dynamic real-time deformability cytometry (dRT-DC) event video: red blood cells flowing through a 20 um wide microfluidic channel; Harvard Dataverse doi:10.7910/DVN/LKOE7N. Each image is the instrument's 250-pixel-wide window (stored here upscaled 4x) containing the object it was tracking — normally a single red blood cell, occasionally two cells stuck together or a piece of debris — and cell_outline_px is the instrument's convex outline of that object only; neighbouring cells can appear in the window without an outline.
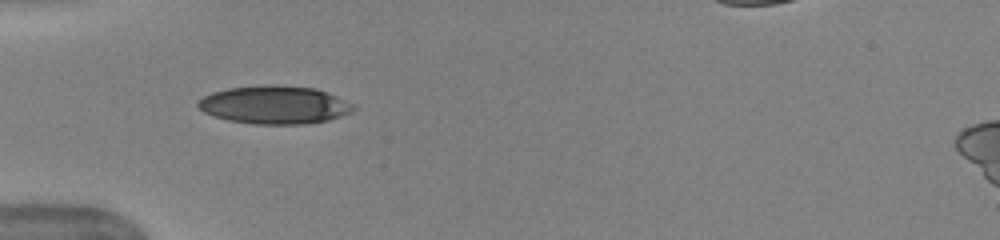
{"species": "human", "species_latin": "Homo sapiens", "temperature_condition": "warm", "stored_images_in_passage": 25, "camera_frame_rate_fps": 3000, "um_per_image_px": 0.085, "donor": {"sex": "female"}, "frame": {"image": 1, "passage_image": 4, "time_ms": 1.0, "image_size_px": [1000, 240], "cell_outline_px": [[356, 108], [352, 112], [328, 120], [304, 124], [252, 124], [228, 120], [204, 112], [196, 104], [204, 96], [212, 92], [228, 88], [272, 84], [276, 84], [316, 88], [328, 92], [356, 104]], "centroid_in_image_um": [23.39, 8.9], "position_along_channel_um": 61.6, "area_um2": 34.68}}